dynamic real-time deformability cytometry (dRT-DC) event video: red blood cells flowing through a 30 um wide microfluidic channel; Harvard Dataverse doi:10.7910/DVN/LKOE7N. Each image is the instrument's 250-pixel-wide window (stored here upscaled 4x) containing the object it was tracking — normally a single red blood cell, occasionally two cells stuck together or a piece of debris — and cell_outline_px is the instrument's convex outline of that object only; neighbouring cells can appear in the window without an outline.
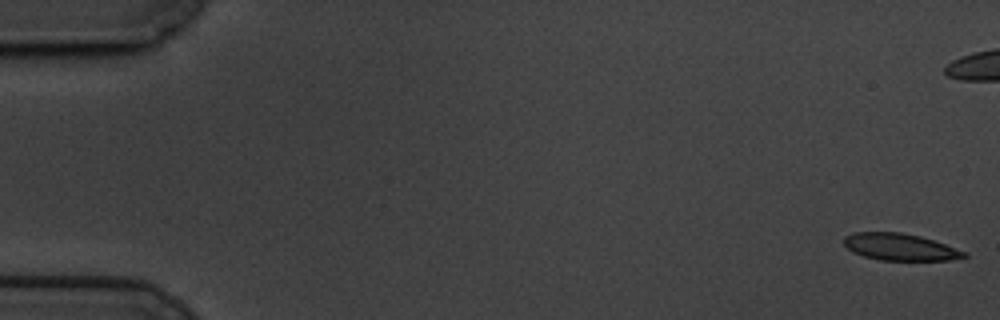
{"species": "common noctule bat (a hibernating species)", "species_latin": "Nyctalus noctula", "temperature_condition": "cold", "stored_images_in_passage": 60, "camera_frame_rate_fps": 3000, "um_per_image_px": 0.085, "animal": {"sex": "male", "body_mass_g": 19.5, "forearm_length_mm": 54.6}, "frame": {"image": 1, "passage_image": 1, "time_ms": 0.0, "image_size_px": [1000, 320], "cell_outline_px": [[968, 256], [948, 260], [880, 260], [864, 256], [852, 252], [844, 244], [844, 236], [852, 232], [900, 232], [920, 236], [968, 252]], "centroid_in_image_um": [76.48, 20.99], "position_along_channel_um": 8.5, "area_um2": 18.79}}
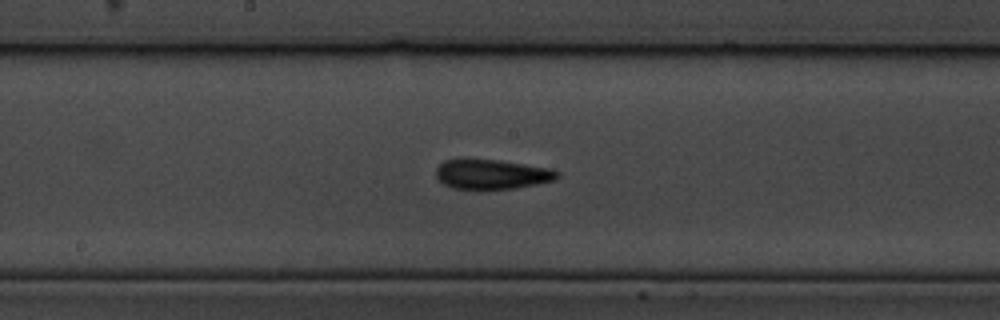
{"frame": {"image": 2, "passage_image": 31, "time_ms": 10.0, "image_size_px": [1000, 320], "cell_outline_px": [[560, 176], [556, 180], [540, 184], [516, 188], [476, 192], [452, 188], [444, 184], [436, 176], [436, 168], [444, 160], [500, 160], [552, 168], [560, 172]], "centroid_in_image_um": [41.85, 14.86], "position_along_channel_um": 206.3, "area_um2": 21.79}}
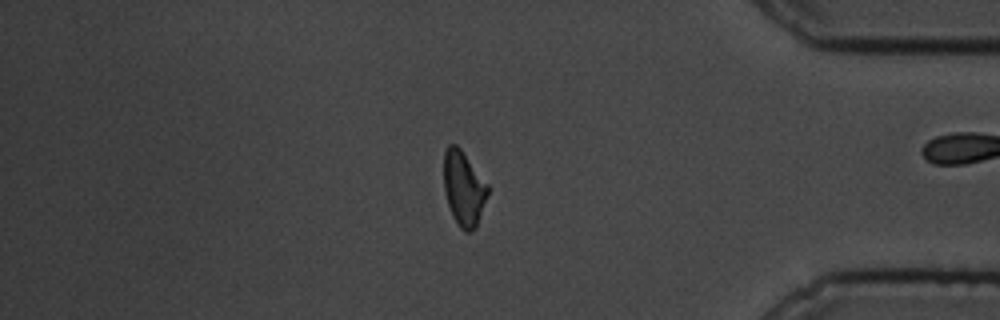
{"frame": {"image": 3, "passage_image": 50, "time_ms": 16.333, "image_size_px": [1000, 320], "cell_outline_px": [[488, 192], [476, 228], [472, 232], [464, 232], [460, 228], [452, 216], [444, 192], [444, 152], [448, 144], [456, 144], [460, 148], [488, 184]], "centroid_in_image_um": [39.4, 16.03], "position_along_channel_um": 395.8, "area_um2": 19.13}, "authors_computed_cell_mechanics": {"area_um2": 20.2878, "velocity_mm_per_s": 3.4179, "shape_relaxation_time_tau1_ms": 7.3992, "shape_relaxation_time_tau2_ms": 3.8419, "deformation_change_tau1": 0.1479, "deformation_change_tau2": 0.0953}}